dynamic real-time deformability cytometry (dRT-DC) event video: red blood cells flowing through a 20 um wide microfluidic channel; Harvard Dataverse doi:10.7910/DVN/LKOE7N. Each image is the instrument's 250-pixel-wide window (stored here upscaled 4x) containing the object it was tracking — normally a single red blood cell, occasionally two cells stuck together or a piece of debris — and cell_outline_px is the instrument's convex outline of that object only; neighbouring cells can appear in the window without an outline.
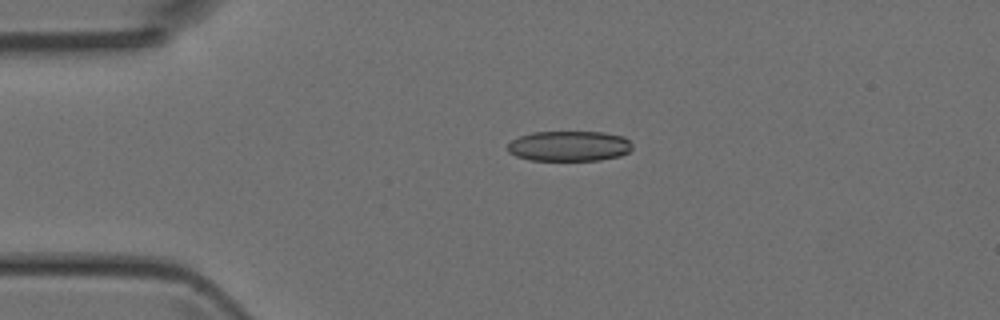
{"species": "Egyptian fruit bat (a non-hibernating species)", "species_latin": "Rousettus aegyptiacus", "temperature_condition": "room temperature", "stored_images_in_passage": 4, "camera_frame_rate_fps": 3000, "um_per_image_px": 0.085, "animal": {"sex": "female"}, "frame": {"image": 1, "passage_image": 3, "time_ms": 0.667, "image_size_px": [1000, 320], "cell_outline_px": [[632, 148], [628, 152], [620, 156], [600, 160], [528, 160], [516, 156], [508, 152], [508, 144], [512, 140], [520, 136], [532, 132], [604, 132], [624, 136], [632, 144]], "centroid_in_image_um": [48.39, 12.41], "position_along_channel_um": 36.6, "area_um2": 22.08}}